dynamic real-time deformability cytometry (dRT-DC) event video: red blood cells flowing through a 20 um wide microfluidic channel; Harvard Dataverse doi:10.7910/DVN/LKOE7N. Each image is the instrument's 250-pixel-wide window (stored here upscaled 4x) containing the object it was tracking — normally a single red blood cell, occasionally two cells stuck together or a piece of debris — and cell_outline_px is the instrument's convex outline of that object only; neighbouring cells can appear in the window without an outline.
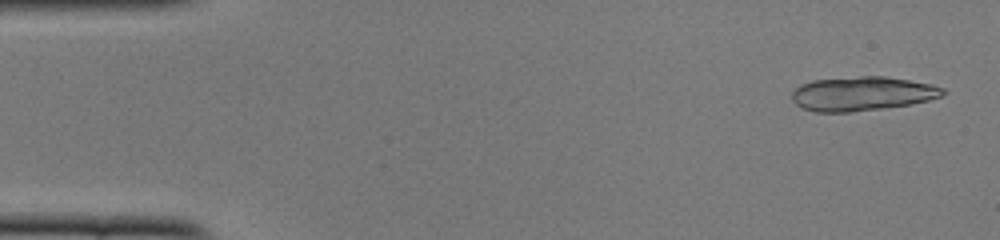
{"species": "common noctule bat (a hibernating species)", "species_latin": "Nyctalus noctula", "temperature_condition": "cold", "stored_images_in_passage": 7, "camera_frame_rate_fps": 3000, "um_per_image_px": 0.085, "animal": {"sex": "female", "body_mass_g": 22.0, "forearm_length_mm": 56.7}, "frame": {"image": 1, "passage_image": 2, "time_ms": 0.333, "image_size_px": [1000, 240], "cell_outline_px": [[948, 92], [940, 96], [928, 100], [912, 104], [852, 112], [812, 112], [800, 108], [792, 100], [792, 92], [800, 84], [812, 80], [860, 76], [884, 76], [932, 84], [944, 88]], "centroid_in_image_um": [73.26, 7.96], "position_along_channel_um": 11.7, "area_um2": 30.23}}